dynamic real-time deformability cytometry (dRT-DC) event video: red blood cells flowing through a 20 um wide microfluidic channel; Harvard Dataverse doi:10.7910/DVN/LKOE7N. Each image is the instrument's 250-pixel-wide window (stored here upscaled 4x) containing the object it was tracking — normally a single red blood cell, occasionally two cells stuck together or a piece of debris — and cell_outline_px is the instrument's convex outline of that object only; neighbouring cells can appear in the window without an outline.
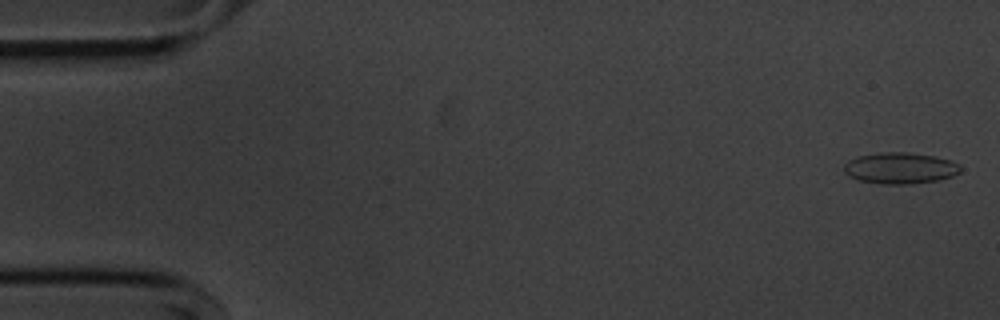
{"species": "common noctule bat (a hibernating species)", "species_latin": "Nyctalus noctula", "temperature_condition": "cold", "stored_images_in_passage": 51, "camera_frame_rate_fps": 3000, "um_per_image_px": 0.085, "animal": {"sex": "male", "body_mass_g": 20.1, "forearm_length_mm": 53.5}, "frame": {"image": 1, "passage_image": 1, "time_ms": 0.0, "image_size_px": [1000, 320], "cell_outline_px": [[960, 172], [952, 176], [940, 180], [912, 184], [880, 184], [860, 180], [848, 176], [844, 172], [844, 164], [848, 160], [856, 156], [880, 152], [908, 152], [936, 156], [952, 160], [960, 164]], "centroid_in_image_um": [76.52, 14.28], "position_along_channel_um": 8.5, "area_um2": 21.56}}
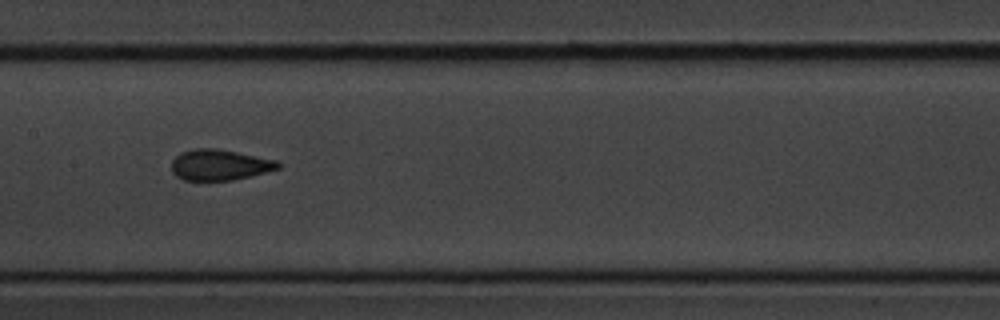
{"frame": {"image": 2, "passage_image": 26, "time_ms": 8.333, "image_size_px": [1000, 320], "cell_outline_px": [[280, 168], [232, 180], [184, 180], [176, 176], [172, 172], [172, 160], [180, 152], [192, 148], [216, 148], [276, 160], [280, 164]], "centroid_in_image_um": [18.61, 14.0], "position_along_channel_um": 188.8, "area_um2": 18.96}}
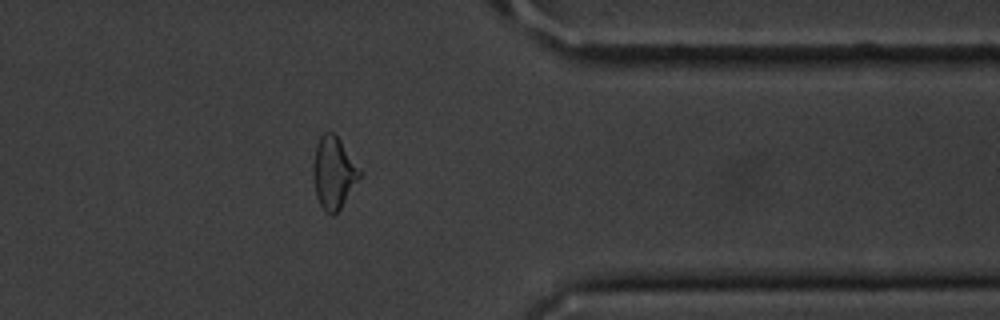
{"frame": {"image": 3, "passage_image": 43, "time_ms": 14.0, "image_size_px": [1000, 320], "cell_outline_px": [[364, 172], [340, 208], [332, 216], [320, 204], [316, 196], [312, 172], [312, 164], [316, 144], [320, 136], [324, 132], [332, 132], [340, 140]], "centroid_in_image_um": [28.36, 14.65], "position_along_channel_um": 383.0, "area_um2": 19.59}}